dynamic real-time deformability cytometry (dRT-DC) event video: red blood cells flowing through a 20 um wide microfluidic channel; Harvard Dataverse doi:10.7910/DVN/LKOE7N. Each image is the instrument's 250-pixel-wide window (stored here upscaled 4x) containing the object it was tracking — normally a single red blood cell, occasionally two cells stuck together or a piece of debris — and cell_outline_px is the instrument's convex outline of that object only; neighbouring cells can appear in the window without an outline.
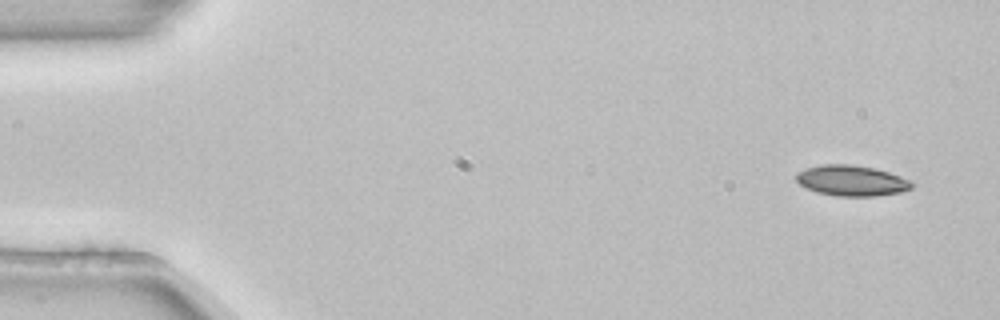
{"species": "common noctule bat (a hibernating species)", "species_latin": "Nyctalus noctula", "temperature_condition": "room temperature", "stored_images_in_passage": 4, "camera_frame_rate_fps": 3000, "um_per_image_px": 0.085, "animal": {"sex": "female", "body_mass_g": 22.7, "forearm_length_mm": 54.2}, "frame": {"image": 1, "passage_image": 1, "time_ms": 0.0, "image_size_px": [1000, 320], "cell_outline_px": [[912, 188], [900, 192], [872, 196], [836, 196], [816, 192], [800, 184], [796, 180], [796, 172], [804, 168], [820, 164], [852, 164], [876, 168], [912, 180]], "centroid_in_image_um": [72.36, 15.34], "position_along_channel_um": 12.6, "area_um2": 20.75}}
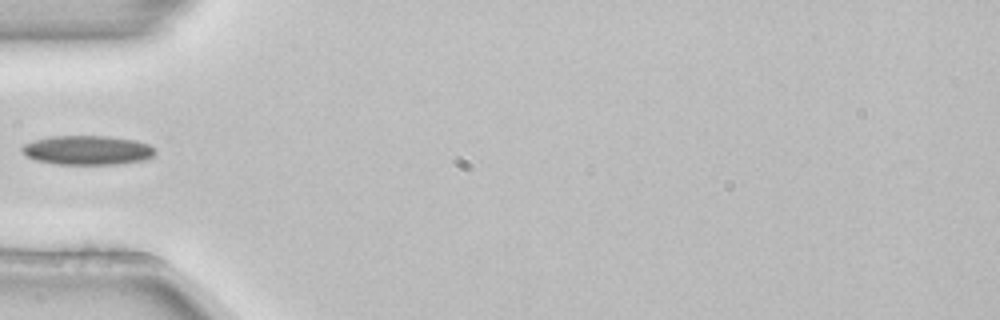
{"frame": {"image": 2, "passage_image": 4, "time_ms": 1.0, "image_size_px": [1000, 320], "cell_outline_px": [[156, 152], [152, 156], [144, 160], [116, 164], [56, 164], [36, 160], [28, 156], [20, 148], [24, 144], [36, 140], [52, 136], [108, 136], [136, 140], [148, 144]], "centroid_in_image_um": [7.44, 12.76], "position_along_channel_um": 77.6, "area_um2": 22.48}}